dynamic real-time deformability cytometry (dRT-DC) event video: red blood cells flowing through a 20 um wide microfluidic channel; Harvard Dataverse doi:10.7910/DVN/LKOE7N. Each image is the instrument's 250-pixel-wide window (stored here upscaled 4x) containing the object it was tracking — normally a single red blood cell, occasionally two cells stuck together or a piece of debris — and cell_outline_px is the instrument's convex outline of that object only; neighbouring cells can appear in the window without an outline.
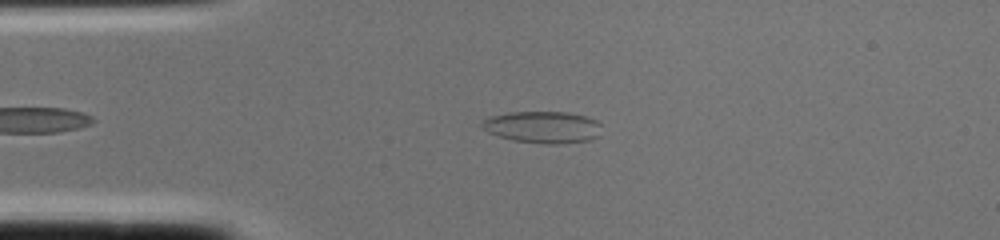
{"species": "common noctule bat (a hibernating species)", "species_latin": "Nyctalus noctula", "temperature_condition": "cold", "stored_images_in_passage": 1, "camera_frame_rate_fps": 3000, "um_per_image_px": 0.085, "animal": {"sex": "female", "body_mass_g": 22.0, "forearm_length_mm": 56.7}, "frame": {"image": 1, "passage_image": 1, "time_ms": 0.0, "image_size_px": [1000, 240], "cell_outline_px": [[600, 136], [588, 140], [556, 144], [544, 144], [512, 140], [488, 132], [480, 128], [480, 120], [492, 116], [508, 112], [568, 112], [584, 116], [596, 120], [600, 124]], "centroid_in_image_um": [46.1, 10.8], "position_along_channel_um": 38.9, "area_um2": 22.31}}